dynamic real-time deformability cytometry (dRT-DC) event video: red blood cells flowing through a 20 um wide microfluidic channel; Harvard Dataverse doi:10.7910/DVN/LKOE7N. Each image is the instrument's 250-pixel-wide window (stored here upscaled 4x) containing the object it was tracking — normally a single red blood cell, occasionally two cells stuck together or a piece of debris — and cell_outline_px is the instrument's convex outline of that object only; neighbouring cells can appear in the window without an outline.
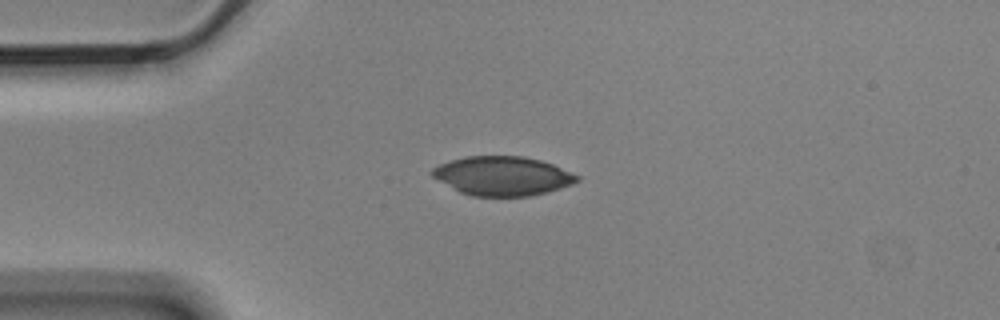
{"species": "Egyptian fruit bat (a non-hibernating species)", "species_latin": "Rousettus aegyptiacus", "temperature_condition": "cold", "stored_images_in_passage": 2, "camera_frame_rate_fps": 3000, "um_per_image_px": 0.085, "animal": {"sex": "male"}, "frame": {"image": 1, "passage_image": 1, "time_ms": 0.0, "image_size_px": [1000, 320], "cell_outline_px": [[580, 180], [572, 184], [548, 192], [528, 196], [472, 196], [460, 192], [432, 176], [428, 172], [432, 168], [440, 164], [464, 156], [524, 156], [540, 160], [552, 164], [580, 176]], "centroid_in_image_um": [42.71, 14.95], "position_along_channel_um": 42.3, "area_um2": 32.95}}